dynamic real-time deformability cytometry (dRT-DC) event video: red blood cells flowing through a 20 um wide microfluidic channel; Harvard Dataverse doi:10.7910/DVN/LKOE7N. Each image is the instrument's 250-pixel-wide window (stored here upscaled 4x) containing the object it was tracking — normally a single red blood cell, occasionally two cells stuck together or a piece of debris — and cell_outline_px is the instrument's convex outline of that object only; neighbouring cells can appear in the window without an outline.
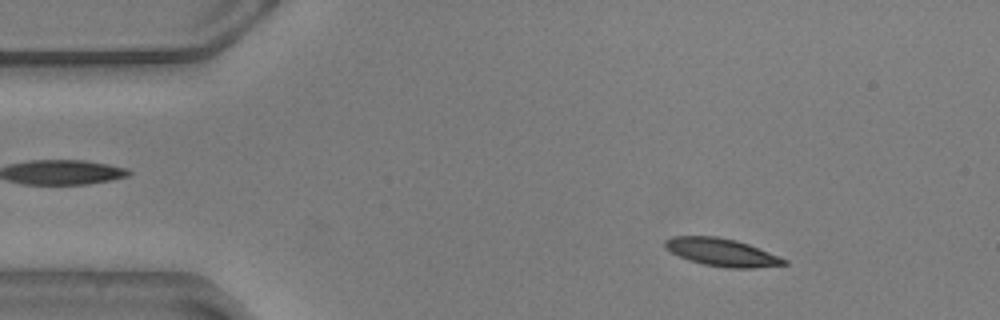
{"species": "common noctule bat (a hibernating species)", "species_latin": "Nyctalus noctula", "temperature_condition": "warm", "stored_images_in_passage": 55, "camera_frame_rate_fps": 3000, "um_per_image_px": 0.085, "animal": {"sex": "male", "body_mass_g": 20.5, "forearm_length_mm": 52.5}, "frame": {"image": 1, "passage_image": 7, "time_ms": 2.0, "image_size_px": [1000, 320], "cell_outline_px": [[788, 264], [752, 268], [728, 268], [704, 264], [688, 260], [664, 248], [664, 240], [672, 236], [716, 236], [736, 240], [748, 244], [780, 256], [788, 260]], "centroid_in_image_um": [61.35, 21.44], "position_along_channel_um": 23.6, "area_um2": 19.25}}
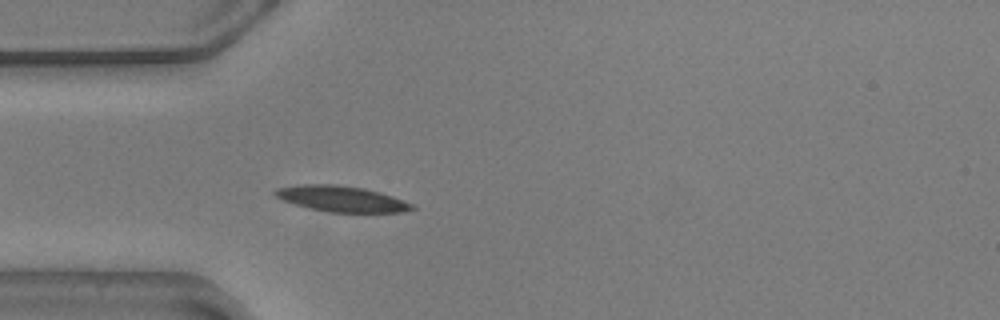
{"frame": {"image": 2, "passage_image": 15, "time_ms": 4.667, "image_size_px": [1000, 320], "cell_outline_px": [[416, 208], [404, 212], [328, 212], [308, 208], [284, 200], [276, 196], [272, 192], [276, 188], [304, 184], [336, 184], [364, 188], [380, 192], [416, 204]], "centroid_in_image_um": [29.08, 16.9], "position_along_channel_um": 55.9, "area_um2": 20.63}}
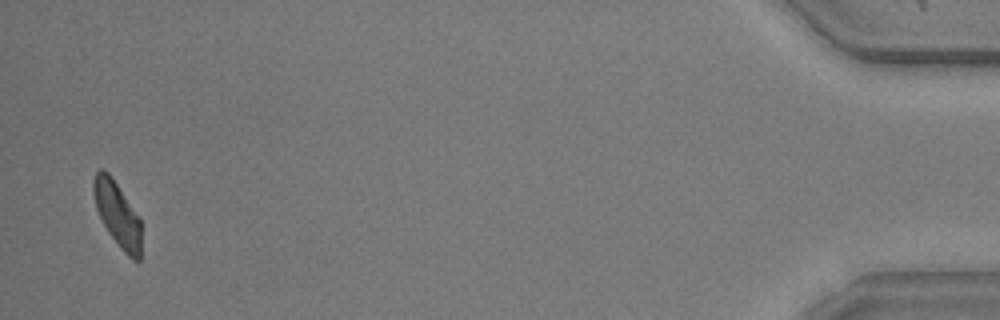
{"frame": {"image": 3, "passage_image": 54, "time_ms": 17.667, "image_size_px": [1000, 320], "cell_outline_px": [[140, 260], [132, 260], [120, 248], [108, 232], [96, 208], [92, 192], [92, 180], [96, 172], [100, 168], [104, 168], [112, 176], [140, 220]], "centroid_in_image_um": [9.94, 18.17], "position_along_channel_um": 425.3, "area_um2": 17.86}, "authors_computed_cell_mechanics": {"area_um2": 19.4786, "velocity_mm_per_s": 3.5656, "shape_relaxation_time_tau1_ms": 4.6097, "shape_relaxation_time_tau2_ms": 3.5506, "deformation_change_tau1": 0.114, "deformation_change_tau2": 0.1085}}